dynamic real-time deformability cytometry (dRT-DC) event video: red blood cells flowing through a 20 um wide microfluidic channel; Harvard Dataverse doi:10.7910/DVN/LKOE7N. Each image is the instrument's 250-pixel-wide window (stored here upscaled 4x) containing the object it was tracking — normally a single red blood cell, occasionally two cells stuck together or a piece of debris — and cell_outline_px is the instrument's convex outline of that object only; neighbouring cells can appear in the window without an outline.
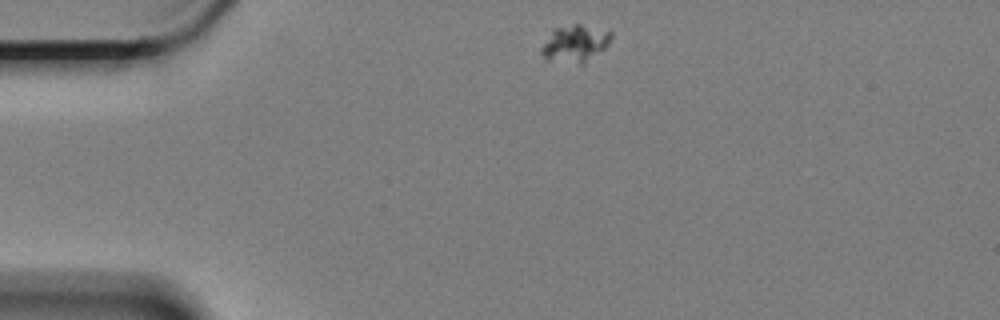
{"species": "Egyptian fruit bat (a non-hibernating species)", "species_latin": "Rousettus aegyptiacus", "temperature_condition": "cold", "stored_images_in_passage": 46, "camera_frame_rate_fps": 3000, "um_per_image_px": 0.085, "animal": {"sex": "female"}, "frame": {"image": 1, "passage_image": 1, "time_ms": 0.0, "image_size_px": [1000, 320], "cell_outline_px": [[612, 36], [608, 44], [604, 48], [584, 64], [580, 64], [548, 60], [540, 52], [540, 48], [552, 28], [572, 24], [580, 24], [612, 32]], "centroid_in_image_um": [48.84, 3.69], "position_along_channel_um": 36.2, "area_um2": 15.09}}
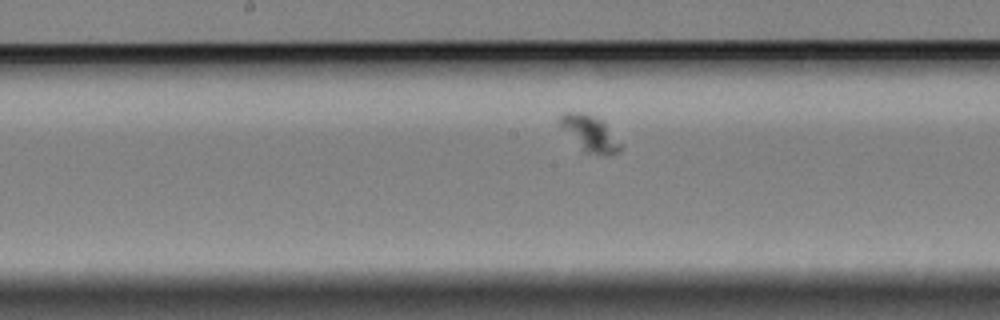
{"frame": {"image": 2, "passage_image": 20, "time_ms": 6.333, "image_size_px": [1000, 320], "cell_outline_px": [[624, 148], [620, 152], [608, 156], [600, 156], [584, 152], [560, 124], [560, 112], [584, 112], [604, 120]], "centroid_in_image_um": [50.21, 11.36], "position_along_channel_um": 198.0, "area_um2": 12.89}}
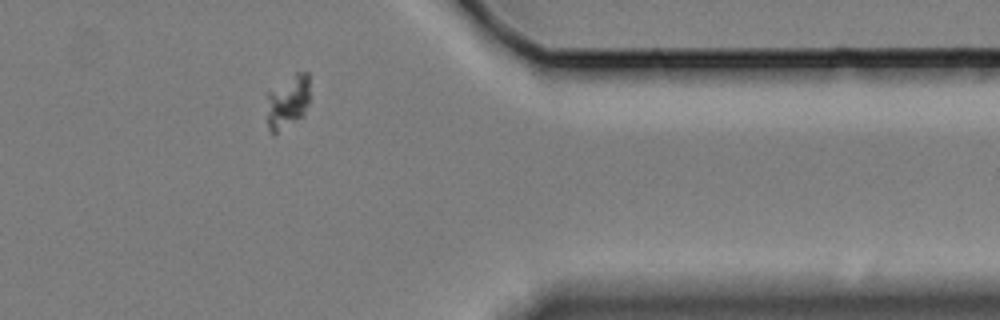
{"frame": {"image": 3, "passage_image": 39, "time_ms": 12.667, "image_size_px": [1000, 320], "cell_outline_px": [[308, 104], [304, 116], [276, 136], [272, 136], [268, 128], [268, 92], [296, 72], [308, 72]], "centroid_in_image_um": [24.46, 8.73], "position_along_channel_um": 386.9, "area_um2": 13.58}}